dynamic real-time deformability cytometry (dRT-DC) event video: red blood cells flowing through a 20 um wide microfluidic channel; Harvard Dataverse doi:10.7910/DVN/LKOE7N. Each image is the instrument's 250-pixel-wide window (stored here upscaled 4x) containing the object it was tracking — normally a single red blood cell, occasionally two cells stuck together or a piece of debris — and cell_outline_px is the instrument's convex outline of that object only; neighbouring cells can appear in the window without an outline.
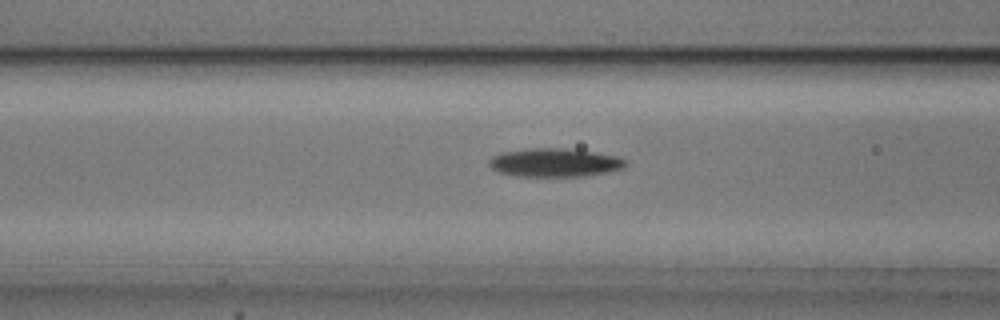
{"species": "common noctule bat (a hibernating species)", "species_latin": "Nyctalus noctula", "temperature_condition": "cold", "stored_images_in_passage": 54, "camera_frame_rate_fps": 3000, "um_per_image_px": 0.085, "animal": {"sex": "male", "body_mass_g": 20.5, "forearm_length_mm": 52.5}, "frame": {"image": 1, "passage_image": 21, "time_ms": 6.667, "image_size_px": [1000, 320], "cell_outline_px": [[628, 164], [624, 168], [608, 172], [580, 176], [516, 176], [500, 172], [492, 168], [488, 164], [488, 160], [492, 156], [500, 152], [528, 148], [560, 148], [592, 152], [616, 156], [628, 160]], "centroid_in_image_um": [47.14, 13.81], "position_along_channel_um": 119.5, "area_um2": 22.66}}
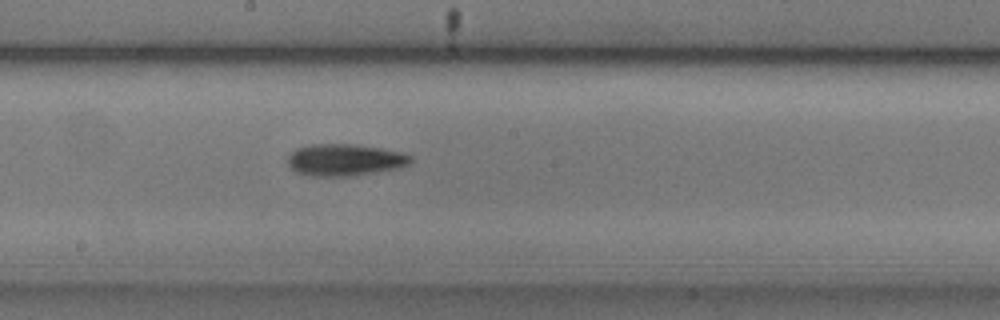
{"frame": {"image": 2, "passage_image": 29, "time_ms": 9.333, "image_size_px": [1000, 320], "cell_outline_px": [[412, 160], [408, 164], [400, 168], [352, 176], [312, 176], [296, 172], [288, 164], [288, 156], [296, 148], [312, 144], [352, 144], [380, 148], [404, 152], [412, 156]], "centroid_in_image_um": [29.33, 13.59], "position_along_channel_um": 218.9, "area_um2": 22.89}}
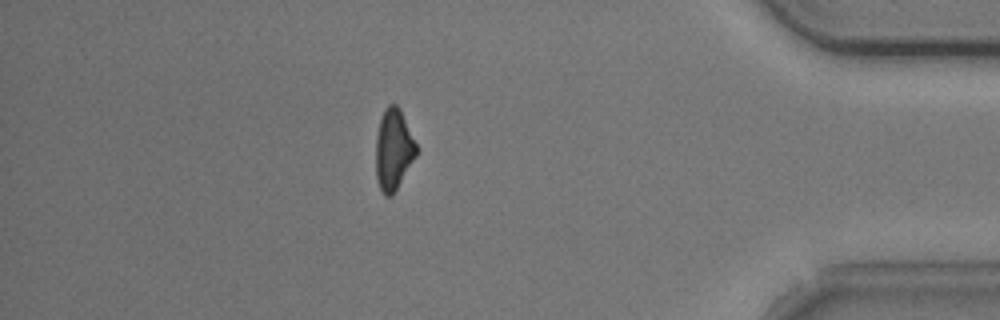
{"frame": {"image": 3, "passage_image": 47, "time_ms": 15.333, "image_size_px": [1000, 320], "cell_outline_px": [[420, 152], [392, 196], [384, 196], [380, 188], [376, 176], [376, 136], [380, 120], [384, 108], [388, 104], [396, 104], [400, 108], [420, 148]], "centroid_in_image_um": [33.49, 12.7], "position_along_channel_um": 401.7, "area_um2": 19.71}, "authors_computed_cell_mechanics": {"area_um2": 20.6346, "velocity_mm_per_s": 3.7194, "shape_relaxation_time_tau1_ms": 2.3831, "shape_relaxation_time_tau2_ms": null, "deformation_change_tau1": 0.1183, "deformation_change_tau2": null}}